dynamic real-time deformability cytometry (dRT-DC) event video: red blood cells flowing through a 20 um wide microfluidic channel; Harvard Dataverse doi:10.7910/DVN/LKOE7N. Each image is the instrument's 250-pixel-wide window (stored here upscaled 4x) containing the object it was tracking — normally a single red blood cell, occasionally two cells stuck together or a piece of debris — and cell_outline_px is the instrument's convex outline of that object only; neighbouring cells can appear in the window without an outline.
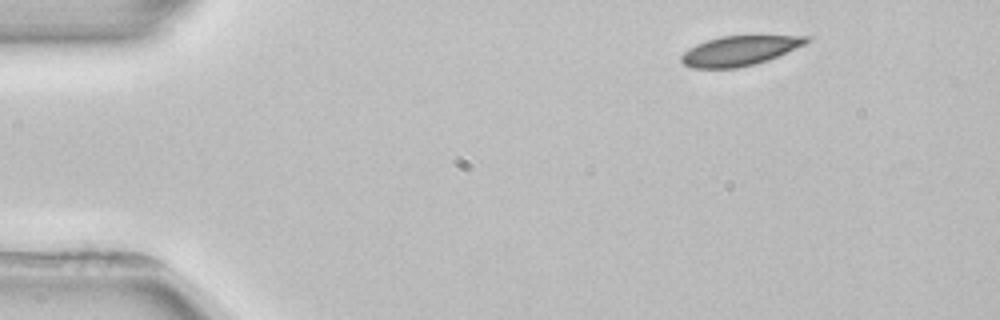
{"species": "common noctule bat (a hibernating species)", "species_latin": "Nyctalus noctula", "temperature_condition": "room temperature", "stored_images_in_passage": 3, "camera_frame_rate_fps": 3000, "um_per_image_px": 0.085, "animal": {"sex": "female", "body_mass_g": 22.7, "forearm_length_mm": 54.2}, "frame": {"image": 1, "passage_image": 1, "time_ms": 0.0, "image_size_px": [1000, 320], "cell_outline_px": [[808, 40], [804, 44], [768, 60], [736, 68], [692, 68], [684, 64], [680, 60], [680, 56], [688, 48], [696, 44], [720, 36], [808, 36]], "centroid_in_image_um": [62.78, 4.32], "position_along_channel_um": 22.2, "area_um2": 21.27}}